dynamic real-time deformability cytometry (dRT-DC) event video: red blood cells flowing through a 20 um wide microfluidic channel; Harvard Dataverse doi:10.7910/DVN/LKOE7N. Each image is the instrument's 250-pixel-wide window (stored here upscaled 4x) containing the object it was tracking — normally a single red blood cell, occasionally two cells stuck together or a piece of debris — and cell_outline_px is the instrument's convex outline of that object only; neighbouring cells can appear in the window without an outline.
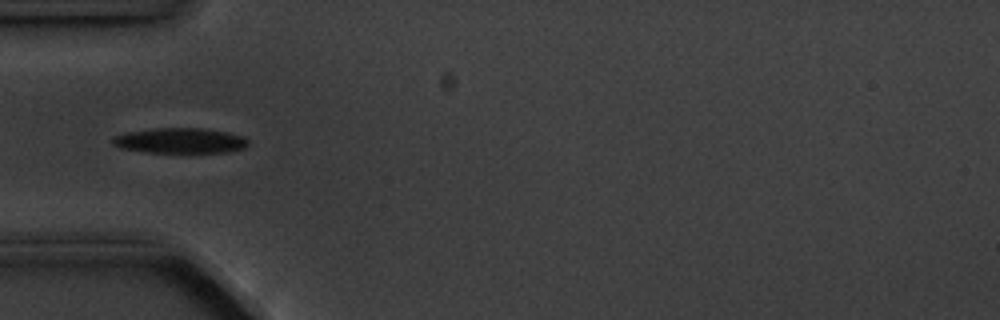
{"species": "common noctule bat (a hibernating species)", "species_latin": "Nyctalus noctula", "temperature_condition": "cold", "stored_images_in_passage": 6, "camera_frame_rate_fps": 3000, "um_per_image_px": 0.085, "animal": {"sex": "male", "body_mass_g": 20.1, "forearm_length_mm": 53.5}, "frame": {"image": 1, "passage_image": 1, "time_ms": 0.0, "image_size_px": [1000, 320], "cell_outline_px": [[248, 144], [244, 148], [228, 152], [148, 152], [120, 148], [112, 144], [112, 136], [124, 132], [152, 128], [204, 128], [228, 132], [240, 136], [248, 140]], "centroid_in_image_um": [15.26, 11.94], "position_along_channel_um": 69.7, "area_um2": 20.06}}
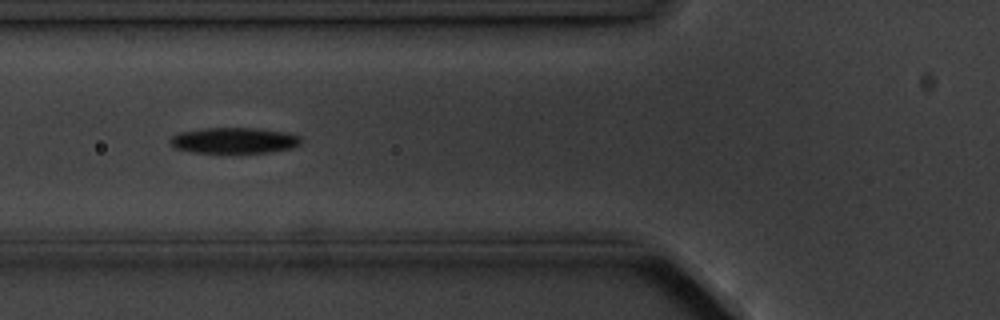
{"frame": {"image": 2, "passage_image": 2, "time_ms": 1.0, "image_size_px": [1000, 320], "cell_outline_px": [[300, 144], [292, 148], [268, 152], [192, 152], [176, 148], [168, 140], [172, 136], [180, 132], [204, 128], [252, 128], [284, 132], [300, 136]], "centroid_in_image_um": [19.88, 11.93], "position_along_channel_um": 105.9, "area_um2": 19.36}}
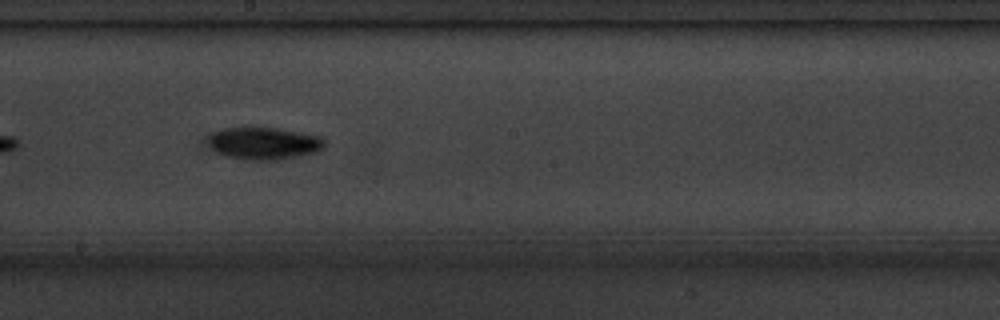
{"frame": {"image": 3, "passage_image": 5, "time_ms": 4.333, "image_size_px": [1000, 320], "cell_outline_px": [[324, 148], [316, 152], [300, 156], [276, 160], [244, 160], [224, 156], [216, 152], [212, 148], [208, 140], [208, 136], [212, 132], [224, 128], [276, 128], [300, 132], [320, 136], [324, 140]], "centroid_in_image_um": [22.42, 12.19], "position_along_channel_um": 225.8, "area_um2": 21.96}}